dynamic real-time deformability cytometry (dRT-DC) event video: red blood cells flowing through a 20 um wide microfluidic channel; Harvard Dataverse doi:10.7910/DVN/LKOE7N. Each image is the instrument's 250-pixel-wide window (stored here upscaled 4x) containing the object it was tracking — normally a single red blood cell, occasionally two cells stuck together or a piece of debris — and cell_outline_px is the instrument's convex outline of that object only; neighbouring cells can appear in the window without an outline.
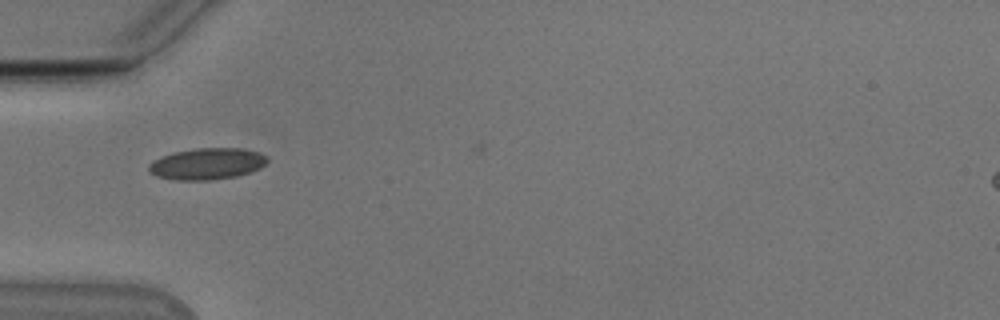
{"species": "Egyptian fruit bat (a non-hibernating species)", "species_latin": "Rousettus aegyptiacus", "temperature_condition": "cold", "stored_images_in_passage": 11, "camera_frame_rate_fps": 3000, "um_per_image_px": 0.085, "animal": {"sex": "male"}, "frame": {"image": 1, "passage_image": 1, "time_ms": 0.0, "image_size_px": [1000, 320], "cell_outline_px": [[268, 160], [260, 168], [236, 176], [208, 180], [176, 180], [156, 176], [148, 172], [148, 164], [152, 160], [176, 152], [196, 148], [244, 148], [260, 152], [268, 156]], "centroid_in_image_um": [17.6, 13.92], "position_along_channel_um": 67.4, "area_um2": 21.73}}
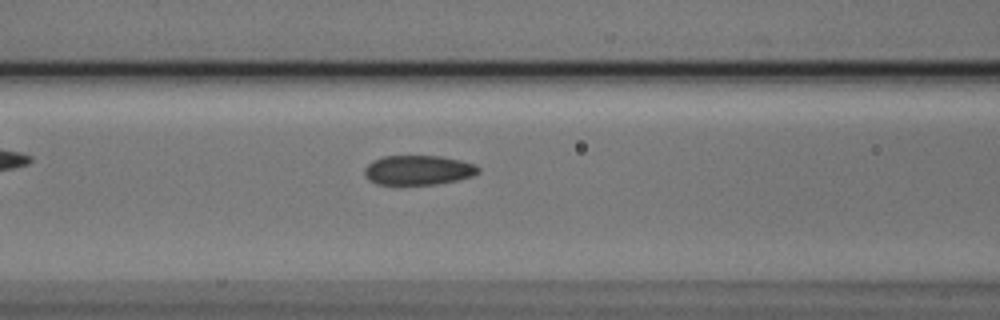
{"frame": {"image": 2, "passage_image": 6, "time_ms": 1.667, "image_size_px": [1000, 320], "cell_outline_px": [[480, 172], [472, 176], [456, 180], [436, 184], [376, 184], [368, 180], [364, 176], [364, 168], [372, 160], [384, 156], [440, 156], [460, 160], [476, 164], [480, 168]], "centroid_in_image_um": [35.53, 14.45], "position_along_channel_um": 131.1, "area_um2": 19.71}}
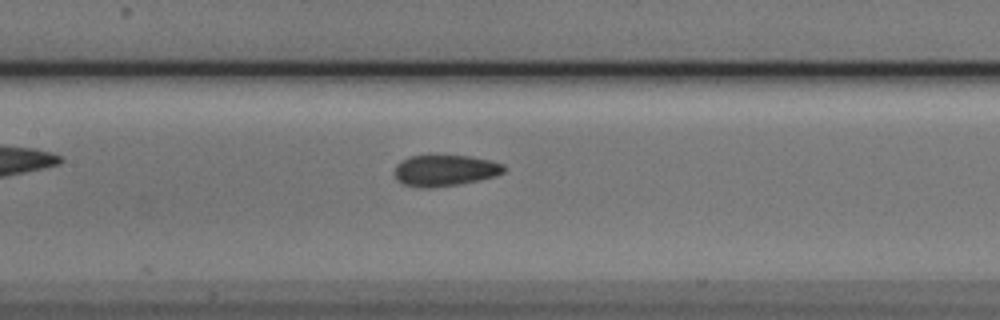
{"frame": {"image": 3, "passage_image": 9, "time_ms": 2.667, "image_size_px": [1000, 320], "cell_outline_px": [[504, 172], [496, 176], [480, 180], [460, 184], [428, 188], [420, 188], [404, 184], [396, 180], [392, 172], [396, 164], [412, 156], [468, 156], [488, 160], [504, 164]], "centroid_in_image_um": [37.79, 14.51], "position_along_channel_um": 169.6, "area_um2": 19.88}}